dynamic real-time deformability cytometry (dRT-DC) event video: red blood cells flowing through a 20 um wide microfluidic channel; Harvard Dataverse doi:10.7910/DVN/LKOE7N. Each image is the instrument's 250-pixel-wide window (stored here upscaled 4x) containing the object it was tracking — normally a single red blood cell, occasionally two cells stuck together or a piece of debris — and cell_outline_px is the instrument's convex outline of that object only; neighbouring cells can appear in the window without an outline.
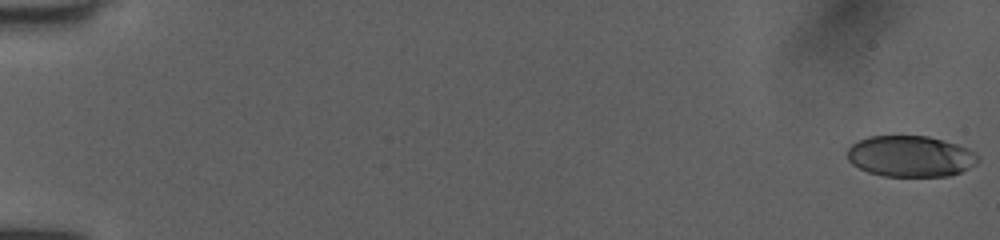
{"species": "human", "species_latin": "Homo sapiens", "temperature_condition": "room temperature", "stored_images_in_passage": 52, "camera_frame_rate_fps": 3000, "um_per_image_px": 0.085, "donor": {"sex": "female"}, "frame": {"image": 1, "passage_image": 1, "time_ms": 0.0, "image_size_px": [1000, 240], "cell_outline_px": [[980, 156], [976, 164], [960, 172], [948, 176], [884, 176], [868, 172], [852, 164], [848, 160], [848, 148], [852, 144], [868, 136], [928, 136], [956, 144], [968, 148], [976, 152]], "centroid_in_image_um": [77.4, 13.28], "position_along_channel_um": 7.6, "area_um2": 31.27}}
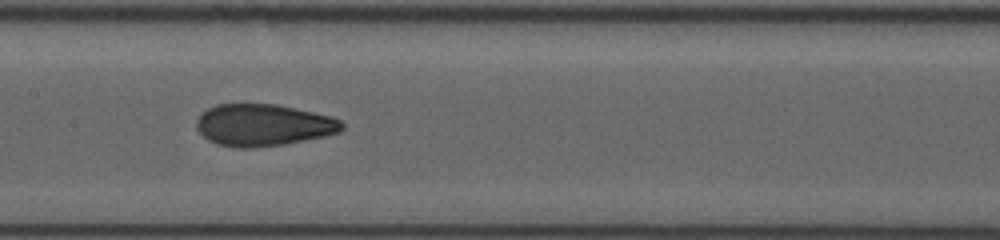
{"frame": {"image": 2, "passage_image": 28, "time_ms": 9.0, "image_size_px": [1000, 240], "cell_outline_px": [[344, 128], [340, 132], [324, 136], [284, 144], [252, 148], [240, 148], [216, 144], [208, 140], [196, 128], [196, 120], [208, 108], [216, 104], [276, 104], [332, 116], [340, 120], [344, 124]], "centroid_in_image_um": [22.38, 10.63], "position_along_channel_um": 185.0, "area_um2": 35.49}}
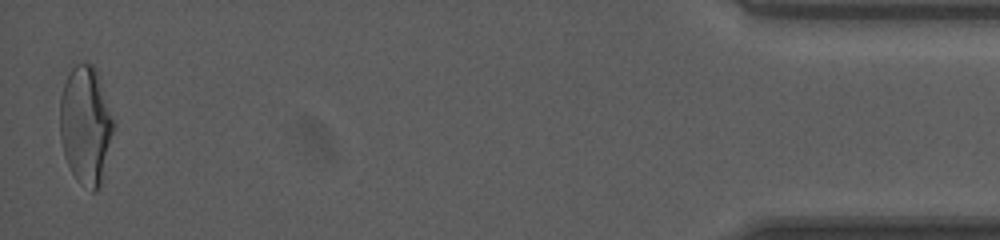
{"frame": {"image": 3, "passage_image": 52, "time_ms": 17.0, "image_size_px": [1000, 240], "cell_outline_px": [[116, 124], [100, 188], [96, 192], [92, 192], [80, 184], [76, 180], [64, 156], [60, 140], [60, 96], [64, 84], [72, 68], [76, 64], [92, 64], [96, 68]], "centroid_in_image_um": [7.3, 10.69], "position_along_channel_um": 427.9, "area_um2": 37.4}, "authors_computed_cell_mechanics": {"area_um2": 34.9401, "velocity_mm_per_s": 4.037, "shape_relaxation_time_tau1_ms": 5.1677, "shape_relaxation_time_tau2_ms": 1.0672, "deformation_change_tau1": 0.1803, "deformation_change_tau2": 0.067}}